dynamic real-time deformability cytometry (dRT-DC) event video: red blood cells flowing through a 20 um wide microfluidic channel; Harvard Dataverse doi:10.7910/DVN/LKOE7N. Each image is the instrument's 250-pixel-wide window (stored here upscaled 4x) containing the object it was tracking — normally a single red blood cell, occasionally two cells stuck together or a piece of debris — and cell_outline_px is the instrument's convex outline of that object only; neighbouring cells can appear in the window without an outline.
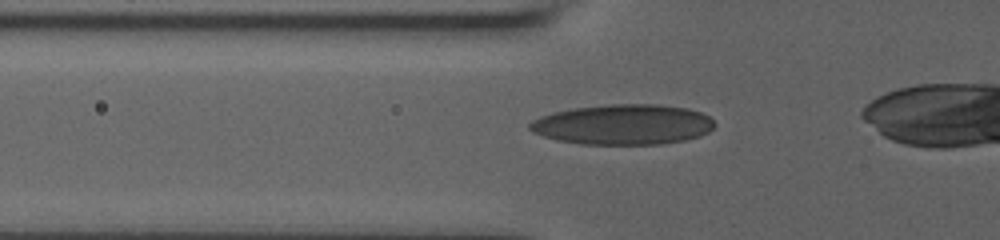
{"species": "human", "species_latin": "Homo sapiens", "temperature_condition": "room temperature", "stored_images_in_passage": 17, "camera_frame_rate_fps": 3000, "um_per_image_px": 0.085, "donor": {"sex": "male"}, "frame": {"image": 1, "passage_image": 12, "time_ms": 4.667, "image_size_px": [1000, 240], "cell_outline_px": [[716, 124], [708, 132], [700, 136], [684, 140], [660, 144], [580, 144], [556, 140], [532, 132], [528, 128], [528, 124], [532, 120], [540, 116], [556, 112], [576, 108], [608, 104], [656, 104], [688, 108], [700, 112], [708, 116]], "centroid_in_image_um": [52.96, 10.58], "position_along_channel_um": 72.8, "area_um2": 43.35}}
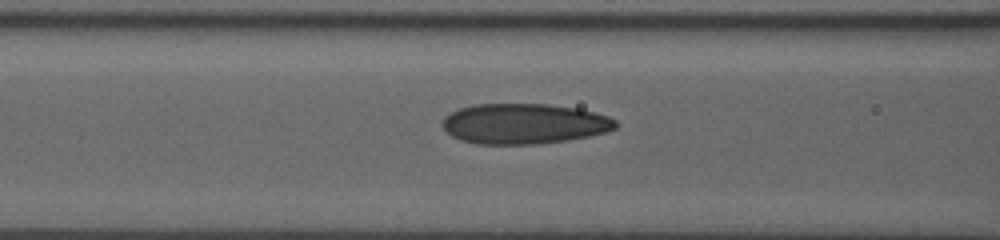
{"frame": {"image": 2, "passage_image": 16, "time_ms": 6.0, "image_size_px": [1000, 240], "cell_outline_px": [[616, 128], [604, 132], [588, 136], [568, 140], [536, 144], [476, 144], [460, 140], [452, 136], [440, 124], [444, 116], [460, 108], [476, 104], [548, 104], [576, 108], [608, 116], [616, 120]], "centroid_in_image_um": [44.51, 10.52], "position_along_channel_um": 122.1, "area_um2": 40.69}}